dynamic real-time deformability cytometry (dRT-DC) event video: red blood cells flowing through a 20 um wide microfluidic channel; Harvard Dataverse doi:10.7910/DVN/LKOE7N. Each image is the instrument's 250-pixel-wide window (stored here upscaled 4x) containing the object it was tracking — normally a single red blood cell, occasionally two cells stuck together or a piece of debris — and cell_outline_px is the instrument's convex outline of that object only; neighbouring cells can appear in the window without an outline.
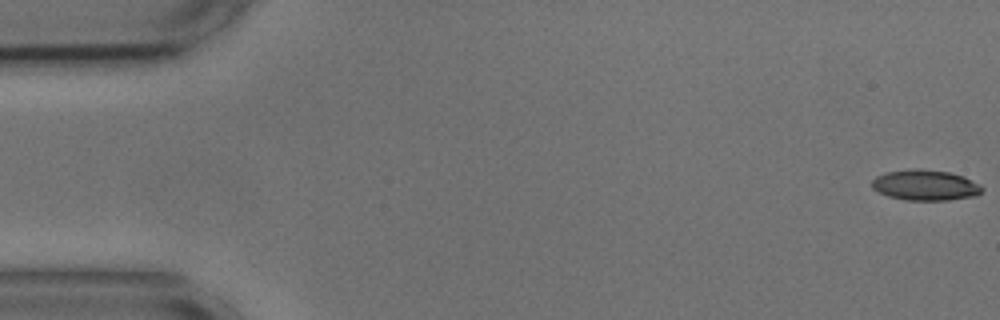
{"species": "common noctule bat (a hibernating species)", "species_latin": "Nyctalus noctula", "temperature_condition": "cold", "stored_images_in_passage": 55, "camera_frame_rate_fps": 3000, "um_per_image_px": 0.085, "animal": {"sex": "male", "body_mass_g": 17.9, "forearm_length_mm": 54.2}, "frame": {"image": 1, "passage_image": 1, "time_ms": 0.0, "image_size_px": [1000, 320], "cell_outline_px": [[984, 188], [976, 196], [948, 200], [904, 200], [888, 196], [872, 188], [872, 180], [876, 176], [884, 172], [916, 168], [920, 168], [948, 172], [964, 176], [980, 184]], "centroid_in_image_um": [78.65, 15.73], "position_along_channel_um": 6.3, "area_um2": 19.77}}
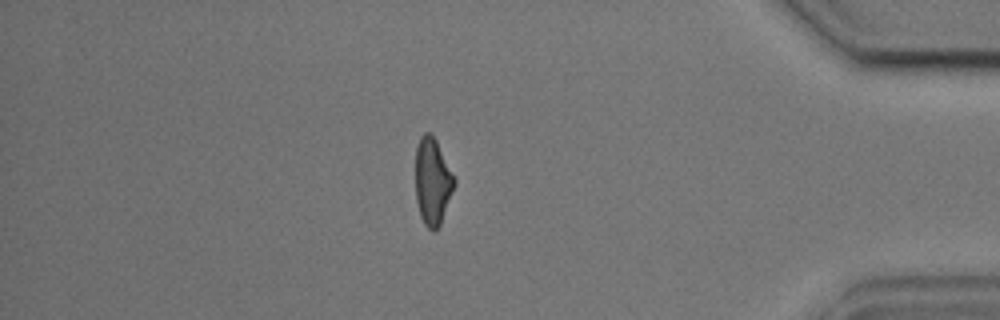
{"frame": {"image": 2, "passage_image": 47, "time_ms": 15.333, "image_size_px": [1000, 320], "cell_outline_px": [[456, 184], [440, 224], [432, 232], [424, 224], [420, 216], [416, 200], [416, 148], [420, 136], [424, 132], [428, 132], [436, 140], [456, 180]], "centroid_in_image_um": [36.76, 15.43], "position_along_channel_um": 398.4, "area_um2": 19.54}}
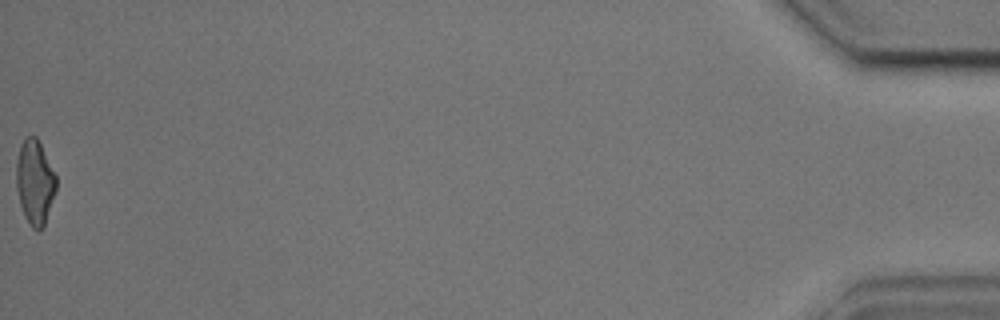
{"frame": {"image": 3, "passage_image": 55, "time_ms": 18.0, "image_size_px": [1000, 320], "cell_outline_px": [[56, 192], [44, 228], [32, 228], [24, 216], [20, 204], [16, 188], [16, 160], [20, 144], [24, 136], [36, 136], [56, 176]], "centroid_in_image_um": [2.95, 15.48], "position_along_channel_um": 432.3, "area_um2": 19.77}, "authors_computed_cell_mechanics": {"area_um2": 20.23, "velocity_mm_per_s": 3.6635, "shape_relaxation_time_tau1_ms": 5.6038, "shape_relaxation_time_tau2_ms": 3.4675, "deformation_change_tau1": 0.1598, "deformation_change_tau2": 0.1136}}